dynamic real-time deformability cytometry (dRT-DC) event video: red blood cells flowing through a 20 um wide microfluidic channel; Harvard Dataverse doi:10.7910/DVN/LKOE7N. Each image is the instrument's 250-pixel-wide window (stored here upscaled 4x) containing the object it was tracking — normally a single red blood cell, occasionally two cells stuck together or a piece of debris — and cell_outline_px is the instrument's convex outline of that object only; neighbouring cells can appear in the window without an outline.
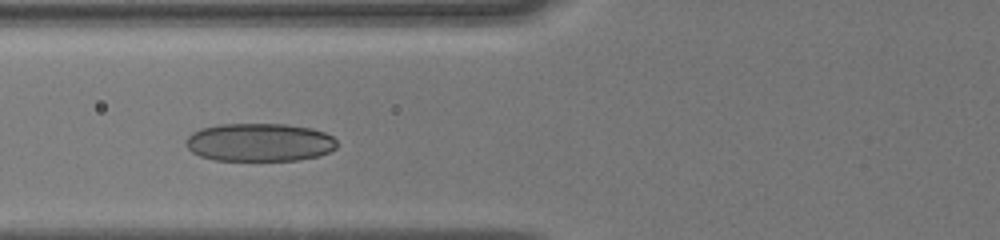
{"species": "human", "species_latin": "Homo sapiens", "temperature_condition": "cold", "stored_images_in_passage": 7, "camera_frame_rate_fps": 3000, "um_per_image_px": 0.085, "donor": {"sex": "male"}, "frame": {"image": 1, "passage_image": 6, "time_ms": 3.667, "image_size_px": [1000, 240], "cell_outline_px": [[336, 148], [320, 156], [300, 160], [216, 160], [200, 156], [192, 152], [184, 144], [184, 140], [192, 132], [200, 128], [220, 124], [288, 124], [312, 128], [324, 132], [332, 136], [336, 140]], "centroid_in_image_um": [22.05, 12.09], "position_along_channel_um": 103.8, "area_um2": 33.87}}